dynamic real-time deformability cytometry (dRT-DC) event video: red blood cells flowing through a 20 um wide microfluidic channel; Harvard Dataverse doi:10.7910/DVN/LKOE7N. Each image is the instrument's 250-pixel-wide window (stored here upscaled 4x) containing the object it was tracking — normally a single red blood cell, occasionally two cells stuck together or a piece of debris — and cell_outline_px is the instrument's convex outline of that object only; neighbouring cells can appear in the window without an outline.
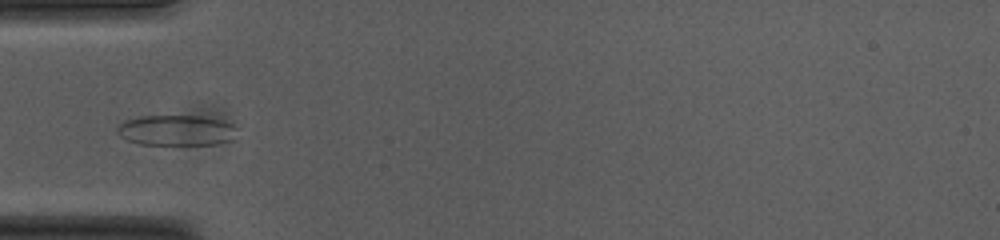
{"species": "common noctule bat (a hibernating species)", "species_latin": "Nyctalus noctula", "temperature_condition": "cold", "stored_images_in_passage": 38, "camera_frame_rate_fps": 3000, "um_per_image_px": 0.085, "animal": {"sex": "female", "body_mass_g": 23.0, "forearm_length_mm": 53.4}, "frame": {"image": 1, "passage_image": 1, "time_ms": 0.0, "image_size_px": [1000, 240], "cell_outline_px": [[236, 140], [216, 144], [140, 144], [128, 140], [120, 136], [116, 132], [116, 128], [124, 120], [140, 116], [200, 116], [232, 124]], "centroid_in_image_um": [14.94, 11.08], "position_along_channel_um": 70.1, "area_um2": 21.1}}
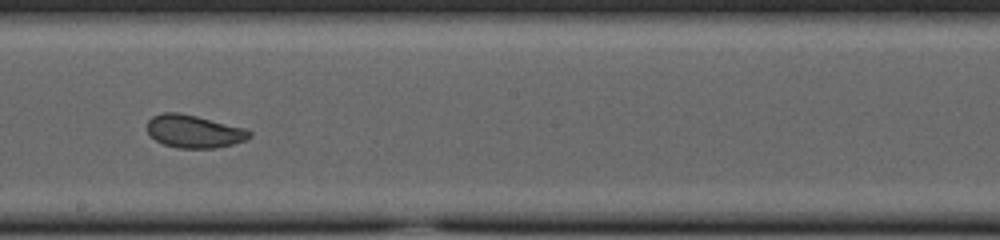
{"frame": {"image": 2, "passage_image": 14, "time_ms": 4.333, "image_size_px": [1000, 240], "cell_outline_px": [[252, 136], [244, 140], [232, 144], [216, 148], [180, 148], [164, 144], [156, 140], [148, 132], [148, 120], [152, 116], [164, 112], [180, 112], [244, 128], [252, 132]], "centroid_in_image_um": [16.49, 11.16], "position_along_channel_um": 231.7, "area_um2": 19.36}}
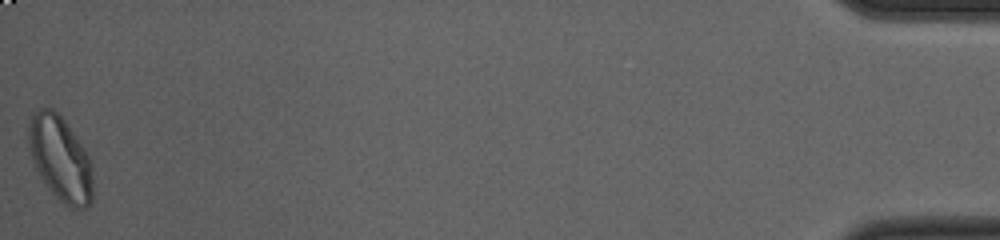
{"frame": {"image": 3, "passage_image": 38, "time_ms": 12.333, "image_size_px": [1000, 240], "cell_outline_px": [[92, 200], [84, 208], [72, 208], [64, 204], [48, 188], [40, 176], [36, 168], [32, 156], [28, 140], [28, 128], [32, 116], [40, 108], [52, 108], [64, 120], [88, 156], [92, 172]], "centroid_in_image_um": [5.12, 13.5], "position_along_channel_um": 430.1, "area_um2": 30.92}, "authors_computed_cell_mechanics": {"area_um2": 20.4901, "velocity_mm_per_s": 3.7247, "shape_relaxation_time_tau1_ms": 3.8613, "shape_relaxation_time_tau2_ms": 1.0453, "deformation_change_tau1": 0.097, "deformation_change_tau2": 0.0542}}